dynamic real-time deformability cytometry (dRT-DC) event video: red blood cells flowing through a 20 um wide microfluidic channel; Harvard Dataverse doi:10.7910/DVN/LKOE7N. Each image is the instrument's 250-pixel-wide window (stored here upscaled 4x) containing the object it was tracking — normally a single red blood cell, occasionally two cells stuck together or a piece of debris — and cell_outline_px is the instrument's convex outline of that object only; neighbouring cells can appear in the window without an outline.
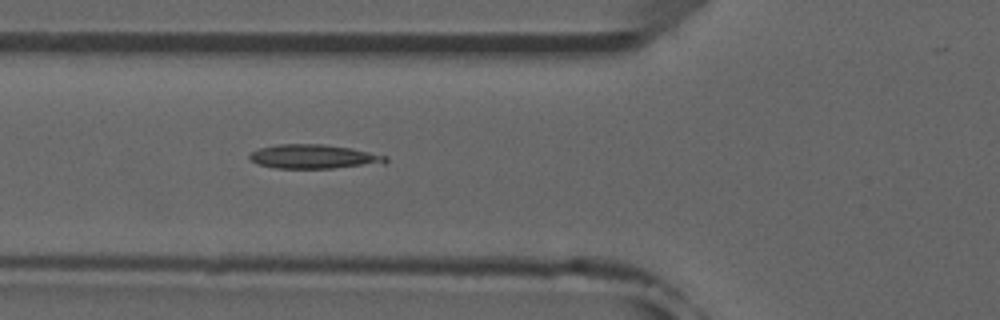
{"species": "common noctule bat (a hibernating species)", "species_latin": "Nyctalus noctula", "temperature_condition": "room temperature", "stored_images_in_passage": 46, "camera_frame_rate_fps": 3000, "um_per_image_px": 0.085, "animal": {"sex": "male", "forearm_length_mm": 52.5}, "frame": {"image": 1, "passage_image": 19, "time_ms": 6.0, "image_size_px": [1000, 320], "cell_outline_px": [[388, 160], [384, 164], [332, 168], [276, 168], [256, 164], [248, 156], [252, 152], [260, 148], [276, 144], [324, 144], [352, 148], [388, 156]], "centroid_in_image_um": [26.71, 13.31], "position_along_channel_um": 99.1, "area_um2": 19.25}}